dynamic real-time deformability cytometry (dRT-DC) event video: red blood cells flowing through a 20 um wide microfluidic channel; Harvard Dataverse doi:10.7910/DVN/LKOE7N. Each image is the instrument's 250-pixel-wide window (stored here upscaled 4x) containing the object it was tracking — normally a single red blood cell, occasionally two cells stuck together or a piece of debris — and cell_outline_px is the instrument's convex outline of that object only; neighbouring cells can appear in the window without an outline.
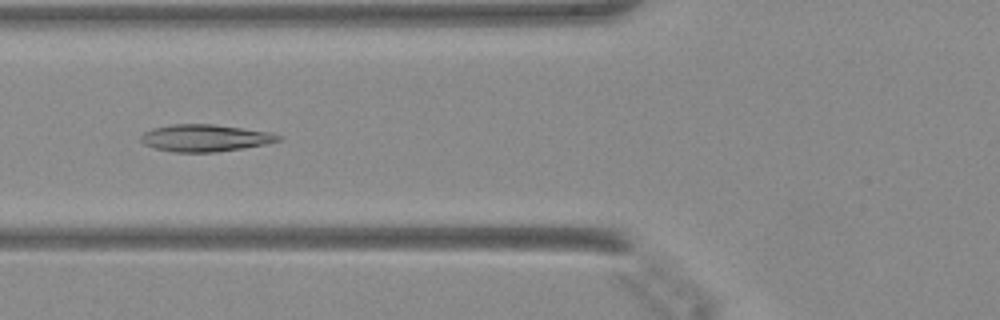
{"species": "Egyptian fruit bat (a non-hibernating species)", "species_latin": "Rousettus aegyptiacus", "temperature_condition": "warm", "stored_images_in_passage": 48, "camera_frame_rate_fps": 3000, "um_per_image_px": 0.085, "animal": {"sex": "female"}, "frame": {"image": 1, "passage_image": 19, "time_ms": 6.0, "image_size_px": [1000, 320], "cell_outline_px": [[280, 140], [264, 144], [244, 148], [216, 152], [172, 152], [156, 148], [144, 144], [140, 140], [140, 136], [144, 132], [152, 128], [172, 124], [212, 124], [272, 132], [280, 136]], "centroid_in_image_um": [17.4, 11.73], "position_along_channel_um": 108.4, "area_um2": 21.62}}
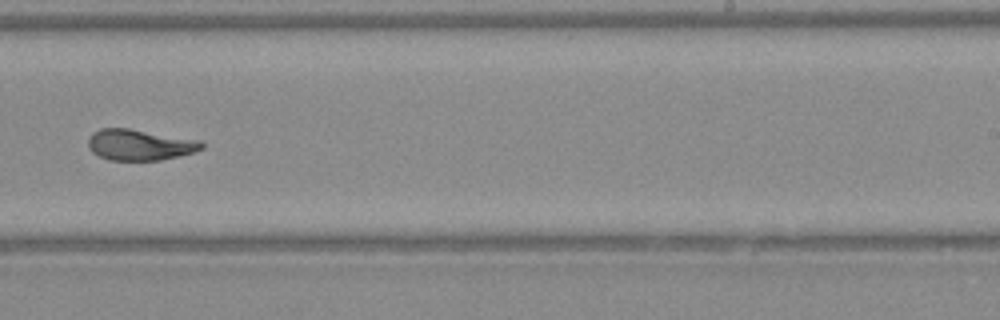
{"frame": {"image": 2, "passage_image": 31, "time_ms": 10.0, "image_size_px": [1000, 320], "cell_outline_px": [[204, 148], [196, 152], [180, 156], [160, 160], [108, 160], [92, 152], [88, 148], [88, 136], [92, 132], [100, 128], [128, 128], [200, 140], [204, 144]], "centroid_in_image_um": [11.87, 12.31], "position_along_channel_um": 277.1, "area_um2": 20.69}}
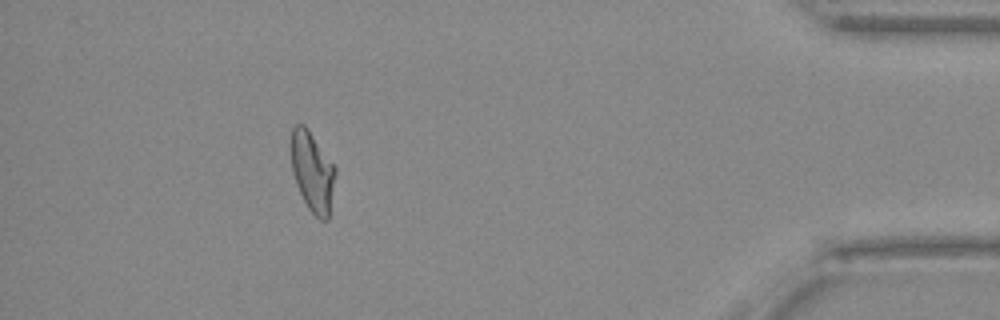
{"frame": {"image": 3, "passage_image": 44, "time_ms": 14.333, "image_size_px": [1000, 320], "cell_outline_px": [[336, 172], [328, 220], [320, 220], [308, 208], [296, 184], [292, 172], [288, 144], [292, 128], [296, 124], [304, 124], [336, 168]], "centroid_in_image_um": [26.5, 14.56], "position_along_channel_um": 408.7, "area_um2": 20.81}}